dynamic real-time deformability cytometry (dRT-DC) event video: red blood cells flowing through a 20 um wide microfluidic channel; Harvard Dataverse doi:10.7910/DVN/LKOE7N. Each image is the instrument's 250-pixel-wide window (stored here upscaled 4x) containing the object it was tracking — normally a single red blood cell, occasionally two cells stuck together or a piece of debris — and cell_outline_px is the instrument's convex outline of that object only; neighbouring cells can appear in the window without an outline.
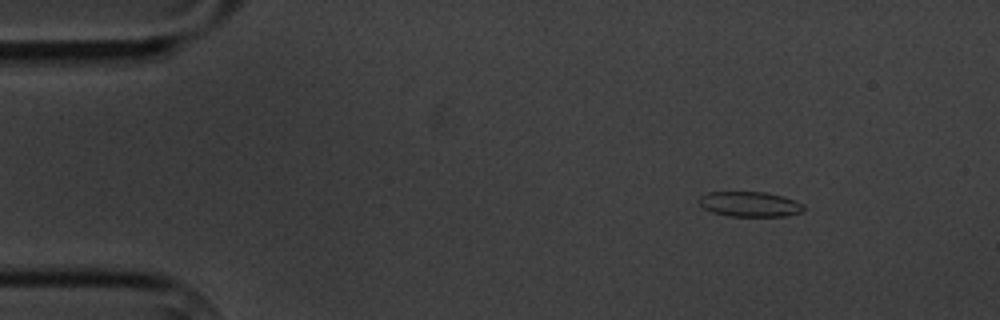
{"species": "common noctule bat (a hibernating species)", "species_latin": "Nyctalus noctula", "temperature_condition": "cold", "stored_images_in_passage": 5, "camera_frame_rate_fps": 3000, "um_per_image_px": 0.085, "animal": {"sex": "male", "body_mass_g": 20.1, "forearm_length_mm": 53.5}, "frame": {"image": 1, "passage_image": 2, "time_ms": 1.333, "image_size_px": [1000, 320], "cell_outline_px": [[804, 208], [800, 212], [784, 216], [728, 216], [712, 212], [704, 208], [700, 204], [700, 196], [708, 192], [764, 192], [784, 196], [796, 200], [804, 204]], "centroid_in_image_um": [63.75, 17.35], "position_along_channel_um": 21.2, "area_um2": 15.26}}